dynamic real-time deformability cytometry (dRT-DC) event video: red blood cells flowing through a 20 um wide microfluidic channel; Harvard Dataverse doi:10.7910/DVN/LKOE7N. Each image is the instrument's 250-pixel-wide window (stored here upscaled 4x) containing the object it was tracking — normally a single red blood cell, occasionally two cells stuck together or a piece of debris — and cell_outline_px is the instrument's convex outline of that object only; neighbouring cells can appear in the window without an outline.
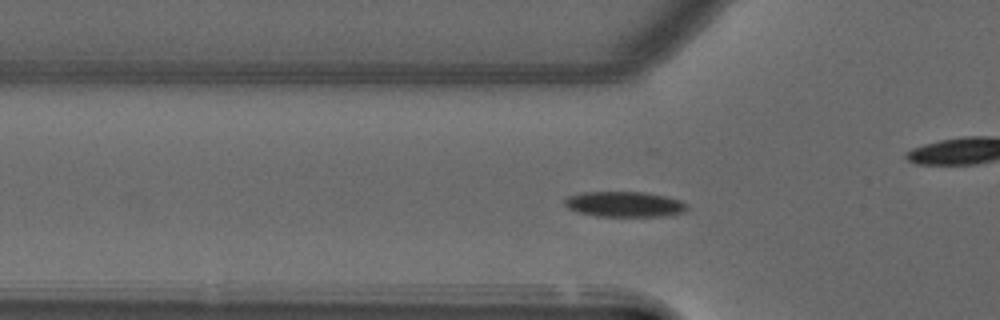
{"species": "common noctule bat (a hibernating species)", "species_latin": "Nyctalus noctula", "temperature_condition": "warm", "stored_images_in_passage": 48, "camera_frame_rate_fps": 3000, "um_per_image_px": 0.085, "animal": {"sex": "male", "forearm_length_mm": 52.5}, "frame": {"image": 1, "passage_image": 12, "time_ms": 3.667, "image_size_px": [1000, 320], "cell_outline_px": [[688, 212], [668, 216], [596, 216], [576, 212], [568, 208], [564, 204], [564, 200], [568, 196], [584, 192], [644, 192], [664, 196], [680, 200], [688, 204]], "centroid_in_image_um": [53.12, 17.37], "position_along_channel_um": 72.7, "area_um2": 18.32}}
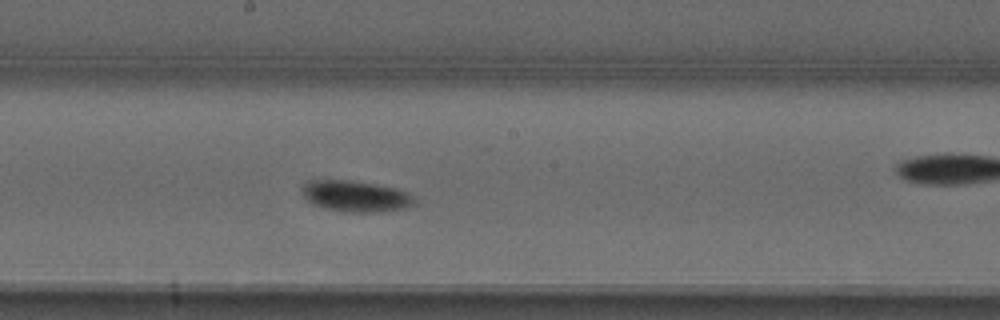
{"frame": {"image": 2, "passage_image": 23, "time_ms": 7.333, "image_size_px": [1000, 320], "cell_outline_px": [[416, 204], [404, 208], [372, 212], [344, 212], [324, 208], [312, 204], [304, 196], [300, 188], [308, 180], [348, 180], [396, 188], [408, 192], [416, 200]], "centroid_in_image_um": [30.21, 16.68], "position_along_channel_um": 218.0, "area_um2": 20.35}}
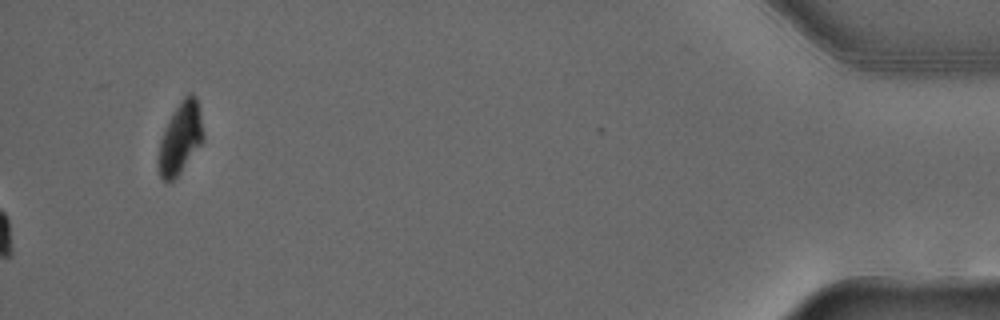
{"frame": {"image": 3, "passage_image": 48, "time_ms": 15.667, "image_size_px": [1000, 320], "cell_outline_px": [[204, 140], [176, 180], [168, 184], [160, 176], [156, 164], [156, 160], [160, 140], [164, 128], [176, 108], [184, 96], [188, 92], [192, 92], [196, 96], [200, 112], [204, 132]], "centroid_in_image_um": [15.31, 11.81], "position_along_channel_um": 419.9, "area_um2": 19.25}, "authors_computed_cell_mechanics": {"area_um2": 18.0047, "velocity_mm_per_s": 3.9602, "shape_relaxation_time_tau1_ms": 5.415, "shape_relaxation_time_tau2_ms": null, "deformation_change_tau1": 0.1254, "deformation_change_tau2": null}}